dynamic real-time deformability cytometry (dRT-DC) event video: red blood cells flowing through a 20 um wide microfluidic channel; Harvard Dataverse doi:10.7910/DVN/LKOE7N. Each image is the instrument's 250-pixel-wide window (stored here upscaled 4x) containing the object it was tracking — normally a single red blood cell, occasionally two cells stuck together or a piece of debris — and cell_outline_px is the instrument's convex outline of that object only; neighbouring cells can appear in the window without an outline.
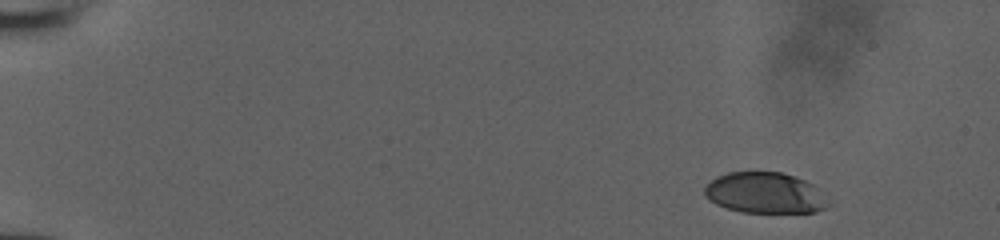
{"species": "human", "species_latin": "Homo sapiens", "temperature_condition": "room temperature", "stored_images_in_passage": 47, "camera_frame_rate_fps": 3000, "um_per_image_px": 0.085, "donor": {"sex": "male"}, "frame": {"image": 1, "passage_image": 1, "time_ms": 0.0, "image_size_px": [1000, 240], "cell_outline_px": [[832, 204], [816, 212], [744, 212], [728, 208], [716, 204], [708, 200], [704, 196], [704, 188], [716, 176], [728, 172], [780, 172], [804, 180], [812, 184]], "centroid_in_image_um": [65.0, 16.4], "position_along_channel_um": 20.0, "area_um2": 29.3}}
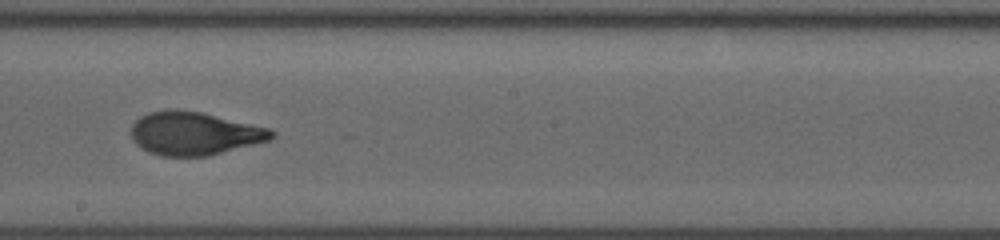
{"frame": {"image": 2, "passage_image": 27, "time_ms": 8.667, "image_size_px": [1000, 240], "cell_outline_px": [[276, 136], [268, 140], [208, 156], [160, 156], [148, 152], [140, 148], [132, 140], [132, 124], [140, 116], [148, 112], [168, 108], [176, 108], [200, 112], [272, 128], [276, 132]], "centroid_in_image_um": [16.5, 11.33], "position_along_channel_um": 231.7, "area_um2": 35.66}}
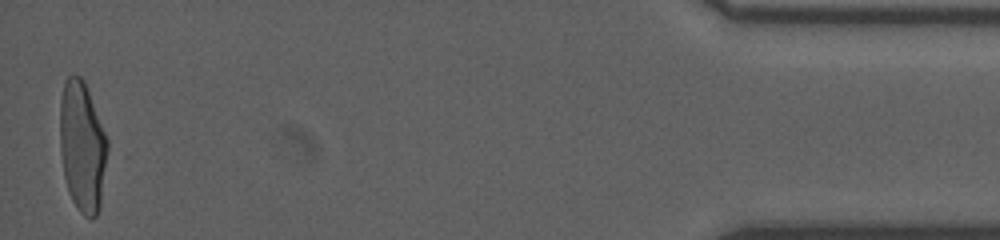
{"frame": {"image": 3, "passage_image": 47, "time_ms": 15.333, "image_size_px": [1000, 240], "cell_outline_px": [[112, 156], [100, 208], [96, 216], [92, 220], [84, 216], [80, 212], [72, 200], [68, 192], [64, 176], [60, 152], [60, 100], [64, 80], [68, 76], [80, 76], [84, 80], [108, 140]], "centroid_in_image_um": [7.06, 12.54], "position_along_channel_um": 428.1, "area_um2": 37.57}}